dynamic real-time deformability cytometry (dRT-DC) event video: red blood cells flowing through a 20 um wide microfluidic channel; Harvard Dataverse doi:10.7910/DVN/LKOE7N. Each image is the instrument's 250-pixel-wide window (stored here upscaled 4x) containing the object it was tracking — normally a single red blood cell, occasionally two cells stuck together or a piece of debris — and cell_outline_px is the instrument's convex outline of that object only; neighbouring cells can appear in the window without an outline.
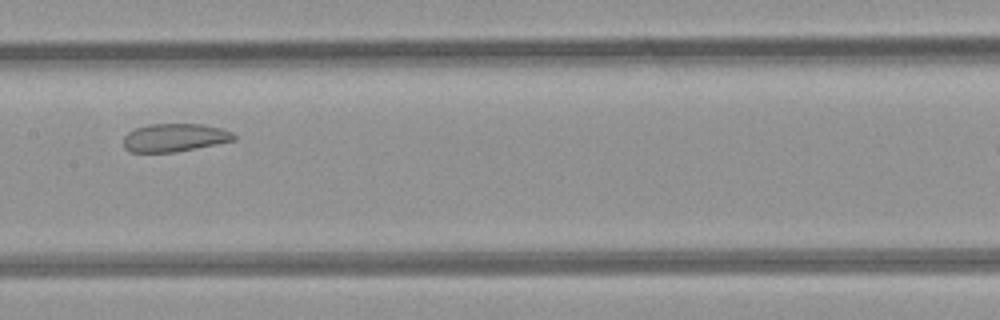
{"species": "common noctule bat (a hibernating species)", "species_latin": "Nyctalus noctula", "temperature_condition": "room temperature", "stored_images_in_passage": 6, "segment_of_instrument_passage": [1, 2], "camera_frame_rate_fps": 3000, "um_per_image_px": 0.085, "animal": {"sex": "female", "body_mass_g": 21.9}, "frame": {"image": 1, "passage_image": 4, "time_ms": 4.333, "image_size_px": [1000, 320], "cell_outline_px": [[236, 140], [172, 152], [132, 152], [124, 148], [124, 136], [128, 132], [136, 128], [148, 124], [204, 124], [220, 128], [232, 132], [236, 136]], "centroid_in_image_um": [14.83, 11.69], "position_along_channel_um": 192.6, "area_um2": 17.92}}
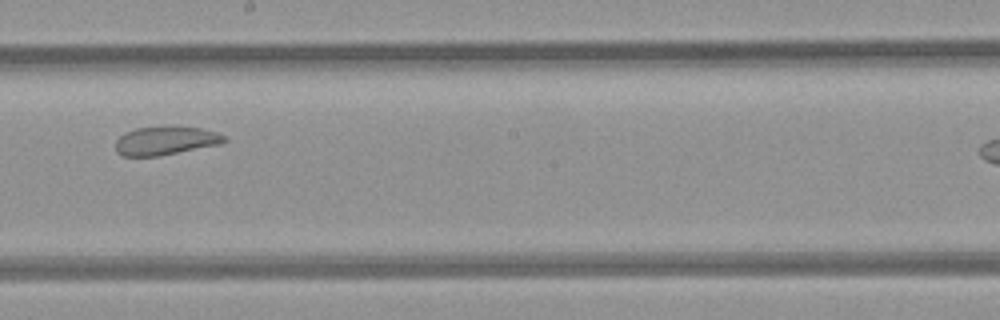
{"frame": {"image": 2, "passage_image": 5, "time_ms": 5.333, "image_size_px": [1000, 320], "cell_outline_px": [[228, 140], [220, 144], [160, 156], [124, 156], [116, 152], [116, 140], [124, 132], [136, 128], [200, 128], [216, 132], [224, 136]], "centroid_in_image_um": [14.05, 11.99], "position_along_channel_um": 234.2, "area_um2": 17.63}}